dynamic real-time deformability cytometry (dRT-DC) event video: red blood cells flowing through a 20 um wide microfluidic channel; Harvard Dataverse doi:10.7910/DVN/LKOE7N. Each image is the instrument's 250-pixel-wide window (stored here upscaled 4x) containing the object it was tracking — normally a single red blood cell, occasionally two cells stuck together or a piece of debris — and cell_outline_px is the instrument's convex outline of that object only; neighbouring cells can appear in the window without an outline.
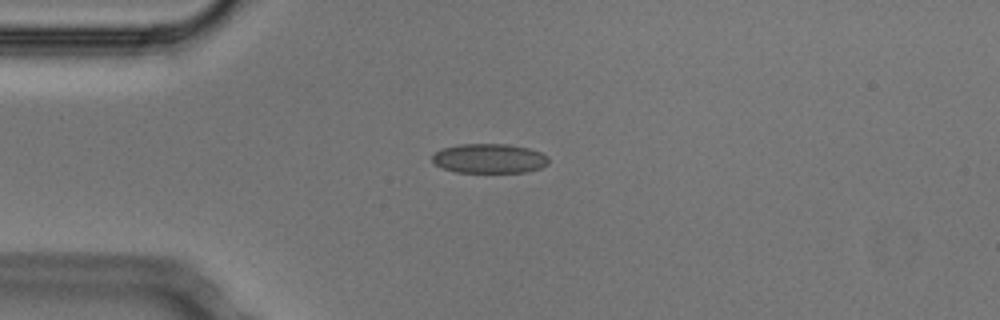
{"species": "Egyptian fruit bat (a non-hibernating species)", "species_latin": "Rousettus aegyptiacus", "temperature_condition": "cold", "stored_images_in_passage": 1, "camera_frame_rate_fps": 3000, "um_per_image_px": 0.085, "animal": {"sex": "male"}, "frame": {"image": 1, "passage_image": 1, "time_ms": 0.0, "image_size_px": [1000, 320], "cell_outline_px": [[548, 164], [540, 168], [528, 172], [456, 172], [432, 164], [432, 156], [440, 148], [456, 144], [508, 144], [528, 148], [540, 152], [548, 156]], "centroid_in_image_um": [41.56, 13.46], "position_along_channel_um": 43.4, "area_um2": 20.17}}